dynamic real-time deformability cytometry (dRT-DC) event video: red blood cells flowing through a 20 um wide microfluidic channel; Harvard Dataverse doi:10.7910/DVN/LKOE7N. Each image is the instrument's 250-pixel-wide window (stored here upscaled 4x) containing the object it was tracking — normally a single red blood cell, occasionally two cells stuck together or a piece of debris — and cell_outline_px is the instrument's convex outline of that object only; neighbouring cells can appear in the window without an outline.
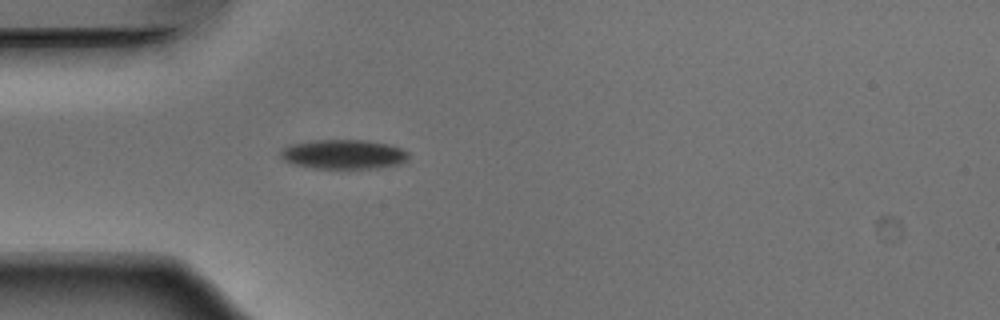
{"species": "Egyptian fruit bat (a non-hibernating species)", "species_latin": "Rousettus aegyptiacus", "temperature_condition": "warm", "stored_images_in_passage": 38, "camera_frame_rate_fps": 3000, "um_per_image_px": 0.085, "animal": {"sex": "male"}, "frame": {"image": 1, "passage_image": 1, "time_ms": 0.0, "image_size_px": [1000, 320], "cell_outline_px": [[408, 160], [400, 164], [380, 168], [316, 168], [296, 164], [284, 160], [280, 156], [280, 148], [288, 144], [308, 140], [364, 140], [388, 144], [400, 148], [408, 152]], "centroid_in_image_um": [29.18, 13.1], "position_along_channel_um": 55.8, "area_um2": 22.08}}
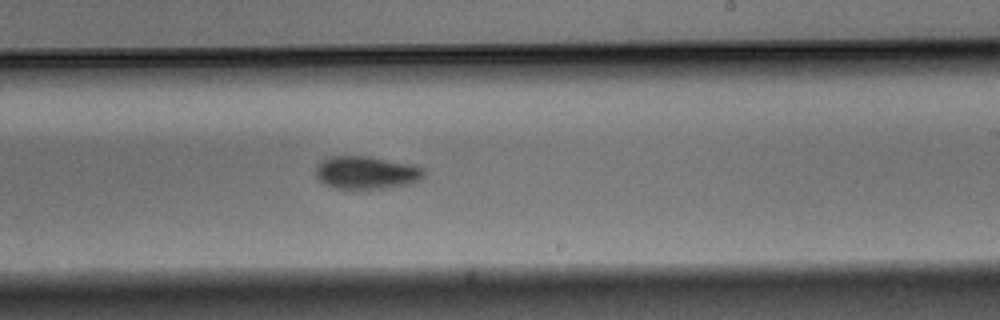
{"frame": {"image": 2, "passage_image": 17, "time_ms": 5.333, "image_size_px": [1000, 320], "cell_outline_px": [[424, 176], [420, 180], [412, 184], [384, 188], [336, 188], [324, 184], [316, 176], [316, 168], [320, 160], [328, 156], [368, 156], [412, 164], [424, 168]], "centroid_in_image_um": [31.15, 14.66], "position_along_channel_um": 257.8, "area_um2": 20.81}}
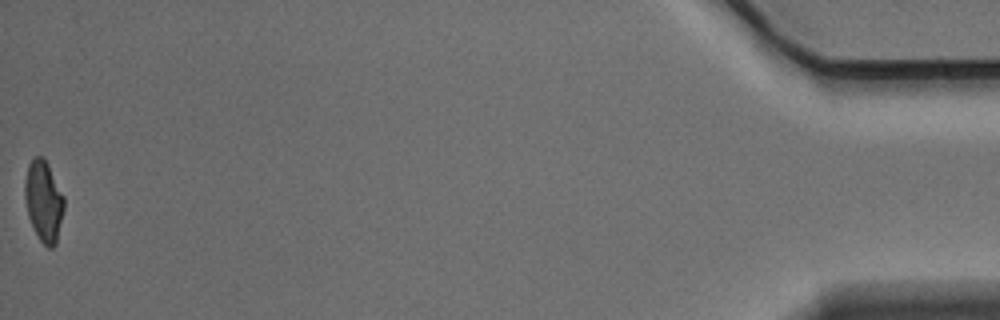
{"frame": {"image": 3, "passage_image": 38, "time_ms": 12.333, "image_size_px": [1000, 320], "cell_outline_px": [[64, 208], [56, 244], [52, 248], [48, 248], [40, 240], [28, 216], [24, 196], [24, 180], [28, 164], [36, 156], [44, 156], [64, 196]], "centroid_in_image_um": [3.71, 17.07], "position_along_channel_um": 431.5, "area_um2": 18.5}, "authors_computed_cell_mechanics": {"area_um2": 20.519, "velocity_mm_per_s": 3.8804, "shape_relaxation_time_tau1_ms": 2.7059, "shape_relaxation_time_tau2_ms": null, "deformation_change_tau1": 0.1068, "deformation_change_tau2": null}}